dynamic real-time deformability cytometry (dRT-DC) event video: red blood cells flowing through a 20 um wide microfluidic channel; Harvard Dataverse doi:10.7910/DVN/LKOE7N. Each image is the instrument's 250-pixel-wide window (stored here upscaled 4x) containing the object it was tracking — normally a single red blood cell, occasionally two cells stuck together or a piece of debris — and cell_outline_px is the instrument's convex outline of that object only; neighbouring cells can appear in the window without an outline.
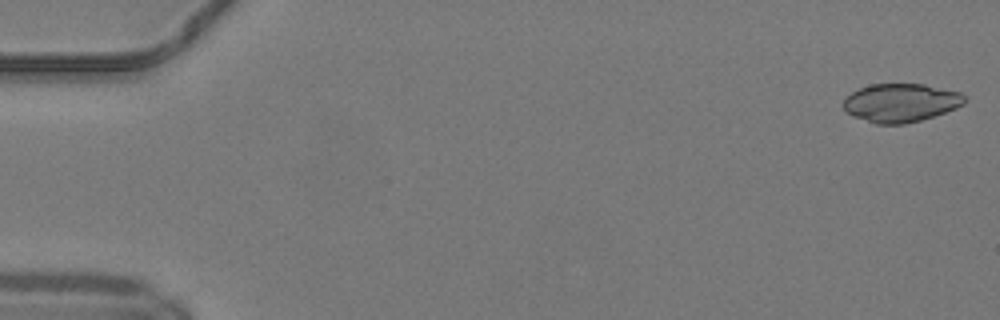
{"species": "common noctule bat (a hibernating species)", "species_latin": "Nyctalus noctula", "temperature_condition": "warm", "stored_images_in_passage": 49, "camera_frame_rate_fps": 3000, "um_per_image_px": 0.085, "animal": {"sex": "male", "body_mass_g": 19.2, "forearm_length_mm": 51.8}, "frame": {"image": 1, "passage_image": 1, "time_ms": 0.0, "image_size_px": [1000, 320], "cell_outline_px": [[968, 100], [964, 104], [956, 108], [920, 120], [904, 124], [876, 124], [852, 116], [844, 108], [844, 100], [852, 92], [860, 88], [872, 84], [924, 84], [960, 92], [968, 96]], "centroid_in_image_um": [76.61, 8.73], "position_along_channel_um": 8.4, "area_um2": 27.11}}